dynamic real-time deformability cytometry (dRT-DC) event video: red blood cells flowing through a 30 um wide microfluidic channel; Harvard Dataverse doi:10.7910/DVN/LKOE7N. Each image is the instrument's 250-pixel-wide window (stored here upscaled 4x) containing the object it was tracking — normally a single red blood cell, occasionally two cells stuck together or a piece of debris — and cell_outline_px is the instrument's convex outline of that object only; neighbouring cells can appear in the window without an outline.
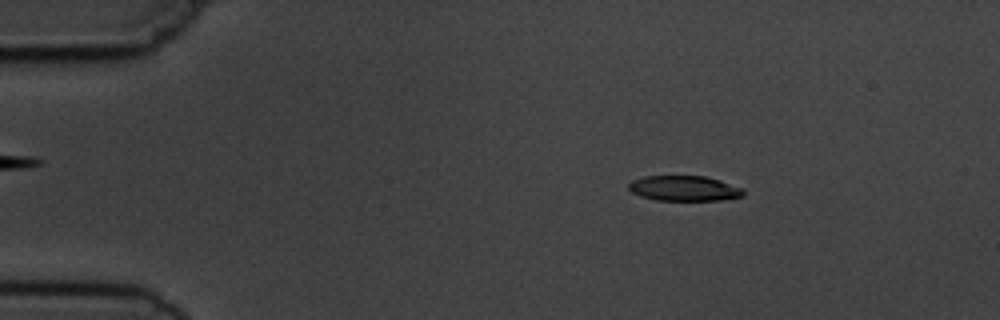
{"species": "common noctule bat (a hibernating species)", "species_latin": "Nyctalus noctula", "temperature_condition": "cold", "stored_images_in_passage": 4, "camera_frame_rate_fps": 3000, "um_per_image_px": 0.085, "animal": {"sex": "male", "body_mass_g": 19.5, "forearm_length_mm": 54.6}, "frame": {"image": 1, "passage_image": 2, "time_ms": 1.0, "image_size_px": [1000, 320], "cell_outline_px": [[744, 196], [720, 200], [656, 200], [640, 196], [632, 192], [628, 188], [628, 184], [632, 180], [644, 176], [708, 176], [744, 188]], "centroid_in_image_um": [58.17, 16.0], "position_along_channel_um": 26.8, "area_um2": 16.99}}